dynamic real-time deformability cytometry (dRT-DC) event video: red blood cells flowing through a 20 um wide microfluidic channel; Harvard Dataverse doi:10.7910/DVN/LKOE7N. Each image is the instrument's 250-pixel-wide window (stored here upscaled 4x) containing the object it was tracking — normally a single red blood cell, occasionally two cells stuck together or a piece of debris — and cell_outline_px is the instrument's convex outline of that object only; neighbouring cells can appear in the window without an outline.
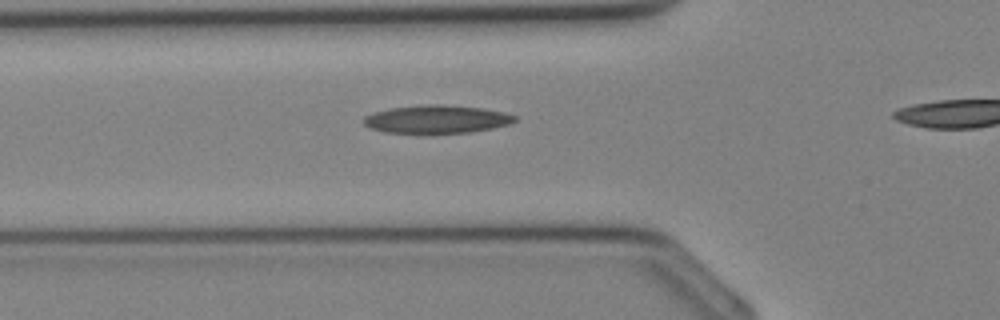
{"species": "Egyptian fruit bat (a non-hibernating species)", "species_latin": "Rousettus aegyptiacus", "temperature_condition": "cold", "stored_images_in_passage": 15, "camera_frame_rate_fps": 3000, "um_per_image_px": 0.085, "animal": {"sex": "female"}, "frame": {"image": 1, "passage_image": 5, "time_ms": 1.333, "image_size_px": [1000, 320], "cell_outline_px": [[516, 120], [508, 124], [492, 128], [472, 132], [424, 136], [384, 132], [368, 128], [360, 120], [364, 116], [372, 112], [388, 108], [428, 104], [444, 104], [484, 108], [504, 112], [516, 116]], "centroid_in_image_um": [37.02, 10.17], "position_along_channel_um": 88.8, "area_um2": 26.01}}
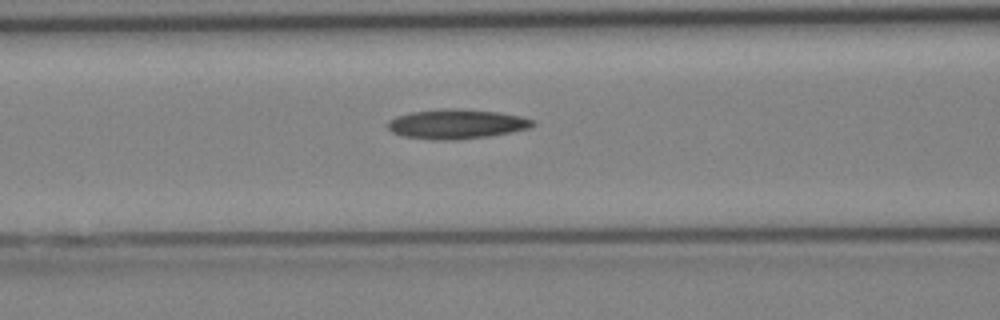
{"frame": {"image": 2, "passage_image": 7, "time_ms": 2.0, "image_size_px": [1000, 320], "cell_outline_px": [[536, 124], [528, 128], [512, 132], [488, 136], [456, 140], [432, 140], [404, 136], [392, 132], [388, 128], [388, 120], [396, 116], [412, 112], [444, 108], [456, 108], [496, 112], [520, 116], [532, 120]], "centroid_in_image_um": [38.78, 10.54], "position_along_channel_um": 127.8, "area_um2": 24.91}}
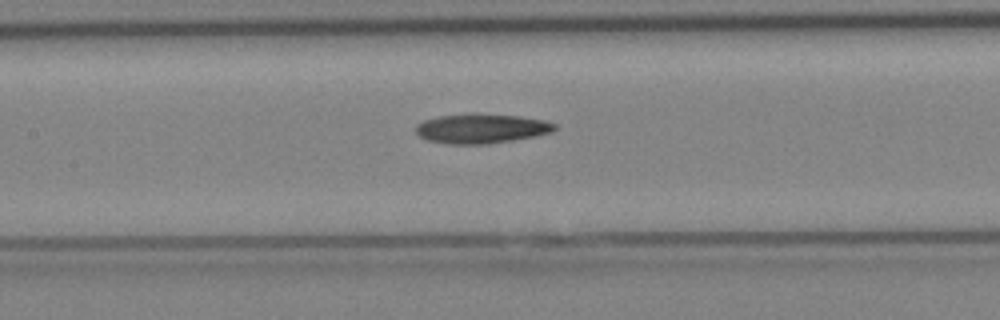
{"frame": {"image": 3, "passage_image": 9, "time_ms": 2.667, "image_size_px": [1000, 320], "cell_outline_px": [[556, 128], [552, 132], [536, 136], [488, 144], [448, 144], [428, 140], [420, 136], [416, 132], [416, 124], [424, 120], [440, 116], [472, 112], [476, 112], [520, 116], [544, 120], [556, 124]], "centroid_in_image_um": [40.92, 10.91], "position_along_channel_um": 166.5, "area_um2": 24.22}}